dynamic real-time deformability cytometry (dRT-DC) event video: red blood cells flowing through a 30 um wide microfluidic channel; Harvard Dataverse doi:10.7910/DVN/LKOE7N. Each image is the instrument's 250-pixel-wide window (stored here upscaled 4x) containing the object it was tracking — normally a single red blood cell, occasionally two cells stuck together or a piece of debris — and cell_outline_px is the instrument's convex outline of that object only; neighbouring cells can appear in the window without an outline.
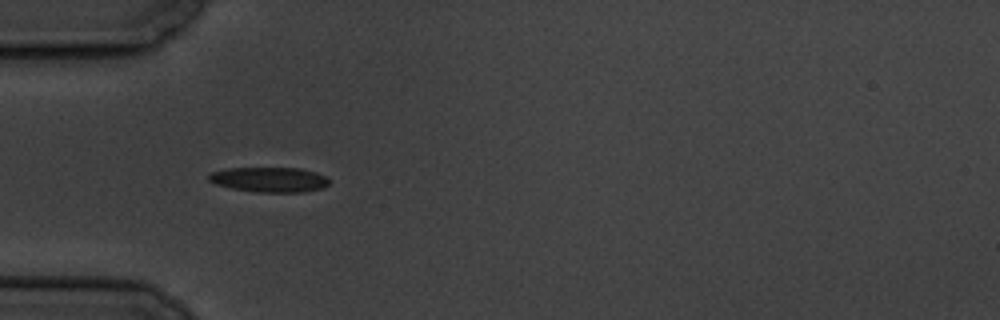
{"species": "common noctule bat (a hibernating species)", "species_latin": "Nyctalus noctula", "temperature_condition": "cold", "stored_images_in_passage": 7, "camera_frame_rate_fps": 3000, "um_per_image_px": 0.085, "animal": {"sex": "male", "body_mass_g": 19.5, "forearm_length_mm": 54.6}, "frame": {"image": 1, "passage_image": 5, "time_ms": 4.667, "image_size_px": [1000, 320], "cell_outline_px": [[328, 184], [324, 188], [304, 192], [256, 192], [232, 188], [216, 184], [208, 180], [208, 176], [212, 172], [224, 168], [300, 168], [316, 172], [324, 176], [328, 180]], "centroid_in_image_um": [22.89, 15.26], "position_along_channel_um": 62.1, "area_um2": 17.51}}
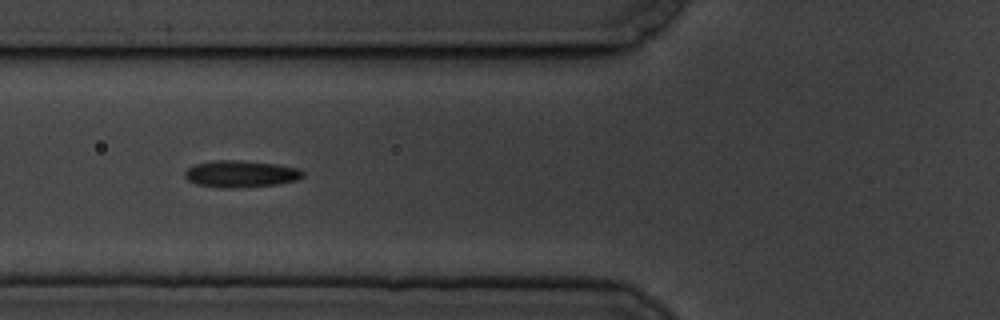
{"frame": {"image": 2, "passage_image": 6, "time_ms": 6.0, "image_size_px": [1000, 320], "cell_outline_px": [[304, 176], [296, 180], [276, 184], [236, 188], [224, 188], [196, 184], [188, 180], [184, 176], [184, 172], [192, 164], [212, 160], [240, 160], [276, 164], [300, 168], [304, 172]], "centroid_in_image_um": [20.44, 14.77], "position_along_channel_um": 105.4, "area_um2": 18.61}}
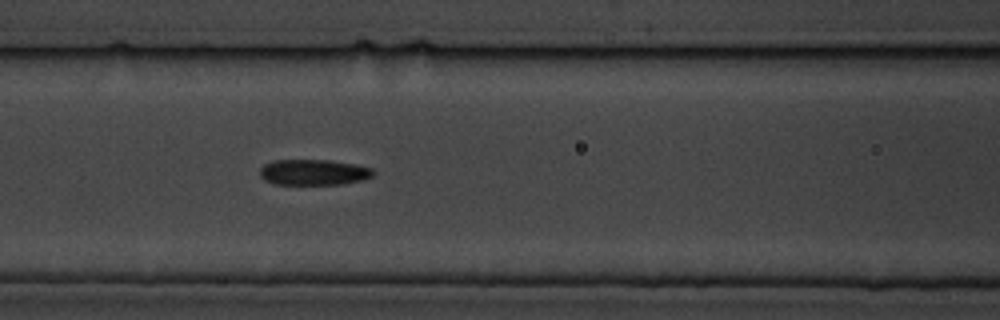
{"frame": {"image": 3, "passage_image": 7, "time_ms": 7.0, "image_size_px": [1000, 320], "cell_outline_px": [[376, 172], [372, 176], [364, 180], [344, 184], [272, 184], [264, 180], [260, 176], [260, 168], [264, 164], [272, 160], [332, 160], [356, 164], [372, 168]], "centroid_in_image_um": [26.67, 14.64], "position_along_channel_um": 139.9, "area_um2": 17.28}}